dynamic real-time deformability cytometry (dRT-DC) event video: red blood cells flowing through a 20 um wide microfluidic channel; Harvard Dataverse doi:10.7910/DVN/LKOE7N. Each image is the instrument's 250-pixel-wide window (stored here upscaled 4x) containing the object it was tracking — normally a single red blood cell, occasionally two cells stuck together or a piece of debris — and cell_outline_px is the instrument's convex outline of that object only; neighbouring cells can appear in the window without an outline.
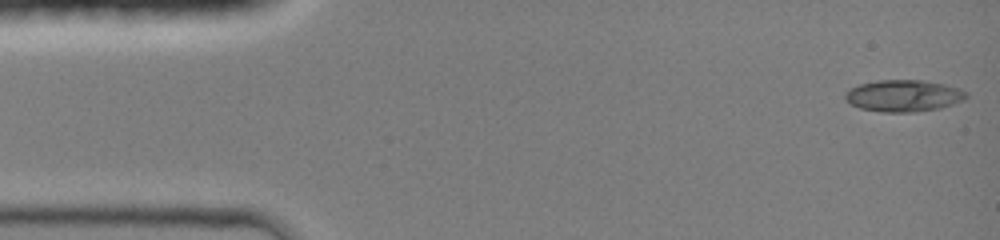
{"species": "common noctule bat (a hibernating species)", "species_latin": "Nyctalus noctula", "temperature_condition": "room temperature", "stored_images_in_passage": 44, "camera_frame_rate_fps": 3000, "um_per_image_px": 0.085, "animal": {"sex": "female", "body_mass_g": 19.0, "forearm_length_mm": 51.5}, "frame": {"image": 1, "passage_image": 1, "time_ms": 0.0, "image_size_px": [1000, 240], "cell_outline_px": [[968, 96], [964, 100], [940, 108], [916, 112], [880, 112], [860, 108], [844, 100], [844, 92], [860, 84], [876, 80], [920, 80], [944, 84], [960, 88], [968, 92]], "centroid_in_image_um": [76.81, 8.14], "position_along_channel_um": 8.2, "area_um2": 22.54}}
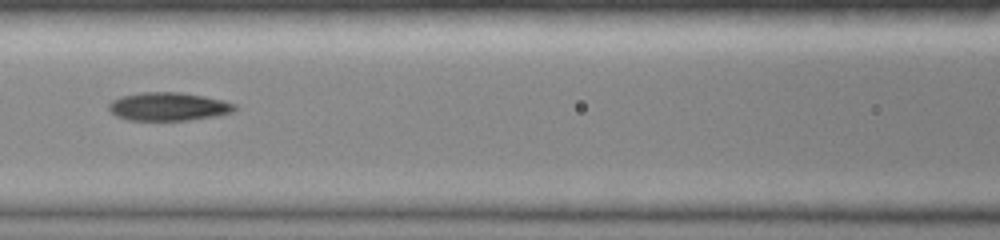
{"frame": {"image": 2, "passage_image": 19, "time_ms": 6.0, "image_size_px": [1000, 240], "cell_outline_px": [[236, 108], [232, 112], [216, 116], [188, 120], [128, 120], [116, 116], [108, 108], [108, 104], [112, 100], [120, 96], [140, 92], [180, 92], [204, 96], [224, 100], [236, 104]], "centroid_in_image_um": [14.31, 9.05], "position_along_channel_um": 152.3, "area_um2": 20.87}}
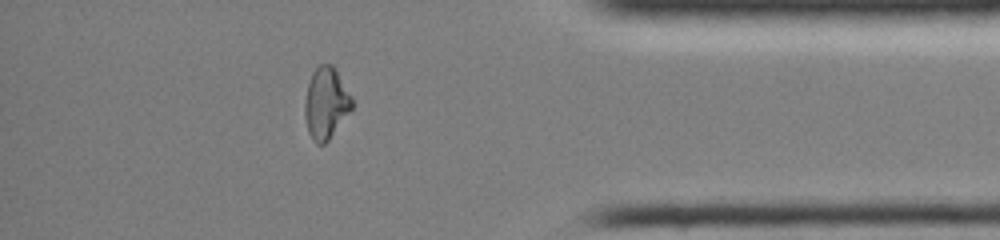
{"frame": {"image": 3, "passage_image": 38, "time_ms": 12.333, "image_size_px": [1000, 240], "cell_outline_px": [[352, 108], [328, 140], [324, 144], [316, 144], [312, 140], [308, 132], [304, 116], [304, 100], [308, 84], [312, 72], [320, 64], [332, 64], [336, 68], [352, 96]], "centroid_in_image_um": [27.69, 8.75], "position_along_channel_um": 407.5, "area_um2": 19.77}, "authors_computed_cell_mechanics": {"area_um2": 20.7502, "velocity_mm_per_s": 4.3002, "shape_relaxation_time_tau1_ms": null, "shape_relaxation_time_tau2_ms": 4.6267, "deformation_change_tau1": null, "deformation_change_tau2": 0.1096}}